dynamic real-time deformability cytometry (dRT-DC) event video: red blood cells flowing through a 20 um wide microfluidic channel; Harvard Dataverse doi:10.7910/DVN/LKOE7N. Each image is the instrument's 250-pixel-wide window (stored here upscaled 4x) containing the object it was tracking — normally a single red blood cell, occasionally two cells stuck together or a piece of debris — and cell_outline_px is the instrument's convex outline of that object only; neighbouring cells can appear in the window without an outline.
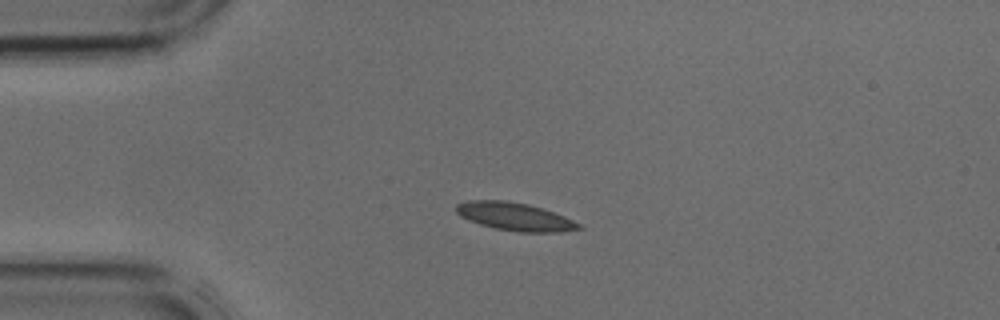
{"species": "common noctule bat (a hibernating species)", "species_latin": "Nyctalus noctula", "temperature_condition": "cold", "stored_images_in_passage": 34, "camera_frame_rate_fps": 3000, "um_per_image_px": 0.085, "animal": {"sex": "male", "body_mass_g": 17.9, "forearm_length_mm": 54.2}, "frame": {"image": 1, "passage_image": 1, "time_ms": 0.0, "image_size_px": [1000, 320], "cell_outline_px": [[584, 228], [560, 232], [520, 232], [496, 228], [480, 224], [468, 220], [460, 216], [456, 212], [456, 204], [468, 200], [504, 200], [528, 204], [564, 216], [580, 224]], "centroid_in_image_um": [43.74, 18.41], "position_along_channel_um": 41.3, "area_um2": 19.83}}
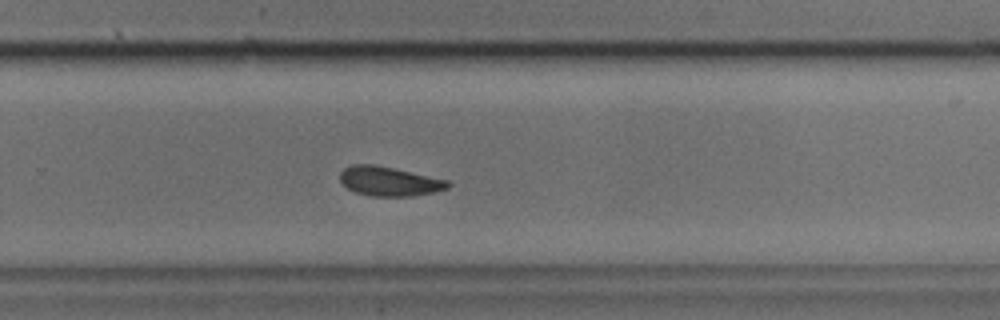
{"frame": {"image": 2, "passage_image": 19, "time_ms": 6.0, "image_size_px": [1000, 320], "cell_outline_px": [[452, 184], [448, 188], [436, 192], [412, 196], [372, 196], [356, 192], [348, 188], [340, 180], [340, 172], [344, 168], [352, 164], [372, 164], [392, 168], [448, 180]], "centroid_in_image_um": [33.1, 15.41], "position_along_channel_um": 296.7, "area_um2": 18.32}}
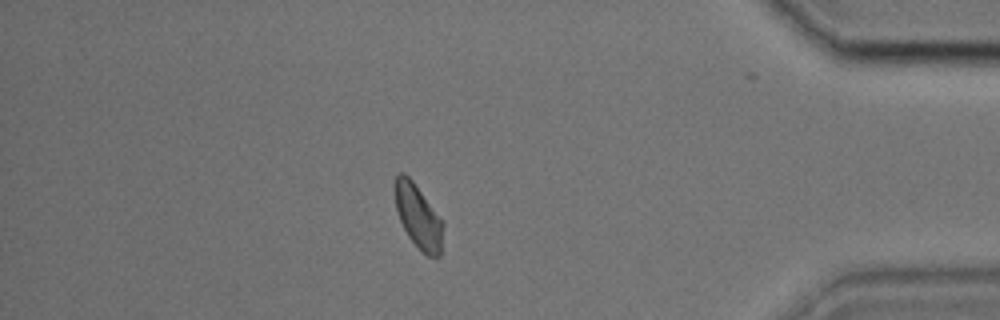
{"frame": {"image": 3, "passage_image": 28, "time_ms": 9.0, "image_size_px": [1000, 320], "cell_outline_px": [[444, 224], [440, 256], [436, 260], [428, 256], [408, 236], [400, 220], [396, 208], [396, 176], [400, 172], [404, 172], [412, 180]], "centroid_in_image_um": [35.57, 18.44], "position_along_channel_um": 399.6, "area_um2": 17.34}}